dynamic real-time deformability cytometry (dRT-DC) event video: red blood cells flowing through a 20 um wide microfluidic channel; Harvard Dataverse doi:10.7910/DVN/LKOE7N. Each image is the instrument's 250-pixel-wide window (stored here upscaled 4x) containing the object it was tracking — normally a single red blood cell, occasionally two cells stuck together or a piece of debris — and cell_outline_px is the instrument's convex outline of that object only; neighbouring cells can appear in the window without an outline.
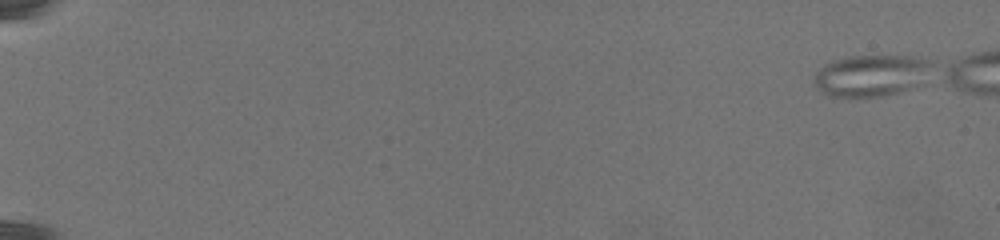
{"species": "common noctule bat (a hibernating species)", "species_latin": "Nyctalus noctula", "temperature_condition": "warm", "stored_images_in_passage": 123, "segment_of_instrument_passage": [1, 2], "camera_frame_rate_fps": 3000, "um_per_image_px": 0.085, "animal": {"sex": "female", "body_mass_g": 19.5, "forearm_length_mm": 54.1}, "frame": {"image": 1, "passage_image": 1, "time_ms": 0.0, "image_size_px": [1000, 240], "cell_outline_px": [[928, 64], [916, 80], [912, 84], [896, 92], [876, 96], [832, 96], [824, 92], [812, 80], [812, 76], [816, 72], [828, 64], [840, 60], [856, 56], [900, 56], [924, 60]], "centroid_in_image_um": [73.83, 6.42], "position_along_channel_um": 11.2, "area_um2": 26.01}}
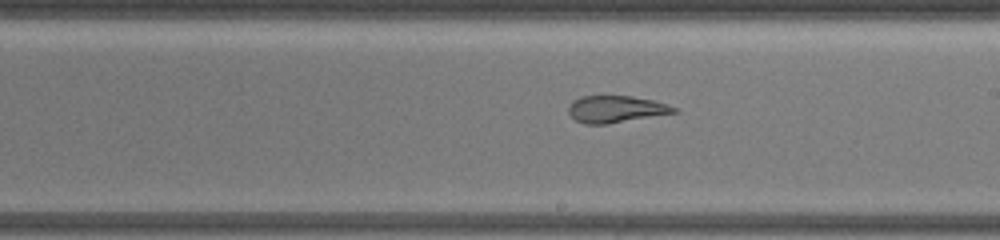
{"frame": {"image": 2, "passage_image": 83, "time_ms": 15.667, "image_size_px": [1000, 240], "cell_outline_px": [[680, 112], [608, 124], [584, 124], [576, 120], [568, 112], [568, 108], [572, 100], [580, 96], [632, 96], [652, 100], [668, 104], [676, 108]], "centroid_in_image_um": [52.36, 9.28], "position_along_channel_um": 236.6, "area_um2": 16.65}}
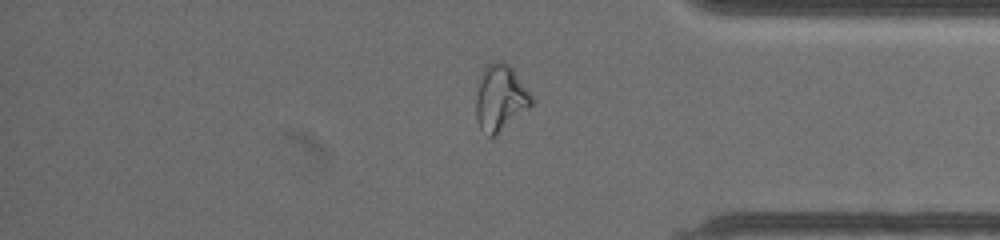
{"frame": {"image": 3, "passage_image": 112, "time_ms": 21.667, "image_size_px": [1000, 240], "cell_outline_px": [[532, 104], [528, 108], [492, 136], [488, 136], [480, 128], [476, 120], [476, 96], [480, 76], [488, 64], [496, 60], [500, 60], [508, 64], [512, 68], [532, 96]], "centroid_in_image_um": [42.5, 8.29], "position_along_channel_um": 392.7, "area_um2": 20.75}}